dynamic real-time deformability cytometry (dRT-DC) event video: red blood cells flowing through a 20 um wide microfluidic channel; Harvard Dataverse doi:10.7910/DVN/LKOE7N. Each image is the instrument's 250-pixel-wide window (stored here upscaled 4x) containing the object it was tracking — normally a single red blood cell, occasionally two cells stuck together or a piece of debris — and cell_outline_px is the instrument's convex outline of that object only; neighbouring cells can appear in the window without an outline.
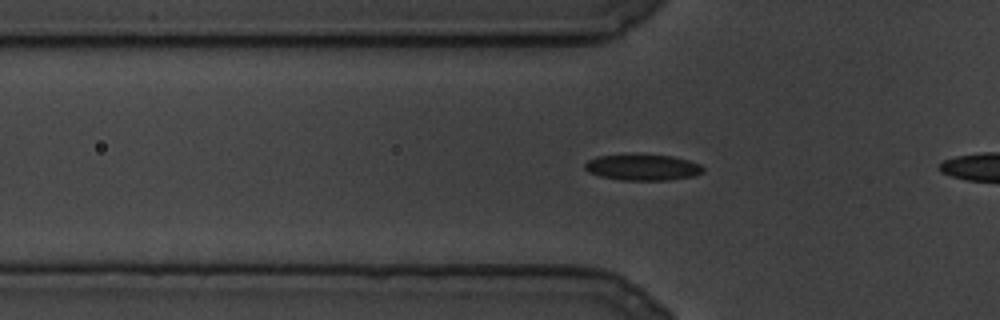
{"species": "common noctule bat (a hibernating species)", "species_latin": "Nyctalus noctula", "temperature_condition": "cold", "stored_images_in_passage": 26, "camera_frame_rate_fps": 3000, "um_per_image_px": 0.085, "animal": {"sex": "male", "body_mass_g": 19.5, "forearm_length_mm": 54.6}, "frame": {"image": 1, "passage_image": 22, "time_ms": 7.0, "image_size_px": [1000, 320], "cell_outline_px": [[704, 172], [696, 176], [668, 180], [620, 180], [600, 176], [588, 172], [584, 168], [584, 164], [588, 160], [596, 156], [672, 156], [688, 160], [700, 164], [704, 168]], "centroid_in_image_um": [54.65, 14.25], "position_along_channel_um": 71.2, "area_um2": 17.63}}